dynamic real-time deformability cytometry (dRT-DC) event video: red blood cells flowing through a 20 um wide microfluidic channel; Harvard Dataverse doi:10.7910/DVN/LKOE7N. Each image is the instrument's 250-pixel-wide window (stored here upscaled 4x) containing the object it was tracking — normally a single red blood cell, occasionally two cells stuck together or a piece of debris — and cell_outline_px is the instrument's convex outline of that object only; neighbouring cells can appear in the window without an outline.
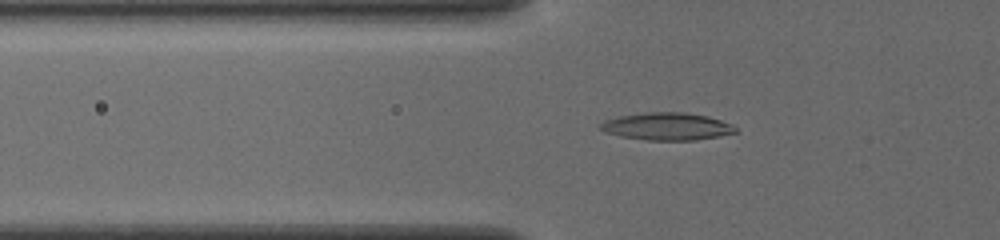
{"species": "common noctule bat (a hibernating species)", "species_latin": "Nyctalus noctula", "temperature_condition": "cold", "stored_images_in_passage": 45, "camera_frame_rate_fps": 3000, "um_per_image_px": 0.085, "animal": {"sex": "female", "body_mass_g": 19.5, "forearm_length_mm": 54.1}, "frame": {"image": 1, "passage_image": 11, "time_ms": 3.333, "image_size_px": [1000, 240], "cell_outline_px": [[740, 132], [720, 136], [696, 140], [648, 140], [620, 136], [604, 132], [600, 128], [600, 124], [604, 120], [620, 116], [648, 112], [684, 112], [708, 116], [732, 124]], "centroid_in_image_um": [56.72, 10.75], "position_along_channel_um": 69.1, "area_um2": 21.68}}
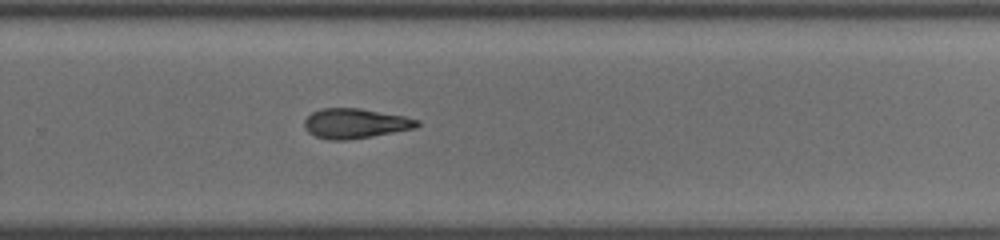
{"frame": {"image": 2, "passage_image": 29, "time_ms": 9.333, "image_size_px": [1000, 240], "cell_outline_px": [[420, 124], [416, 128], [372, 136], [344, 140], [328, 140], [316, 136], [308, 132], [304, 128], [304, 120], [312, 112], [320, 108], [360, 108], [404, 116], [420, 120]], "centroid_in_image_um": [30.19, 10.48], "position_along_channel_um": 299.6, "area_um2": 19.65}}
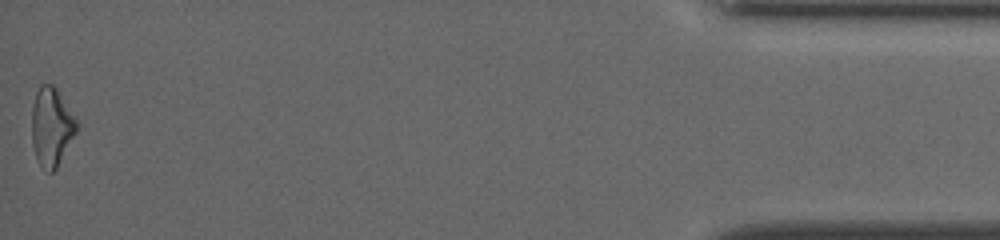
{"frame": {"image": 3, "passage_image": 45, "time_ms": 14.667, "image_size_px": [1000, 240], "cell_outline_px": [[76, 132], [56, 168], [52, 172], [48, 172], [36, 160], [32, 144], [32, 108], [36, 92], [40, 84], [52, 84], [56, 88], [76, 120]], "centroid_in_image_um": [4.34, 10.78], "position_along_channel_um": 430.9, "area_um2": 20.11}, "authors_computed_cell_mechanics": {"area_um2": 19.941, "velocity_mm_per_s": 3.9197, "shape_relaxation_time_tau1_ms": 8.8681, "shape_relaxation_time_tau2_ms": 3.4844, "deformation_change_tau1": 0.2239, "deformation_change_tau2": 0.135}}